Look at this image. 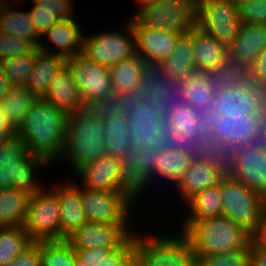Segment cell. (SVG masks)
I'll use <instances>...</instances> for the list:
<instances>
[{
	"mask_svg": "<svg viewBox=\"0 0 266 266\" xmlns=\"http://www.w3.org/2000/svg\"><path fill=\"white\" fill-rule=\"evenodd\" d=\"M7 266H41L40 241L32 242Z\"/></svg>",
	"mask_w": 266,
	"mask_h": 266,
	"instance_id": "cell-50",
	"label": "cell"
},
{
	"mask_svg": "<svg viewBox=\"0 0 266 266\" xmlns=\"http://www.w3.org/2000/svg\"><path fill=\"white\" fill-rule=\"evenodd\" d=\"M75 174L82 181L79 182L82 183L81 187L105 191H122L135 202L140 199L138 190L130 183L122 170V161L116 157L103 155L97 160L83 165Z\"/></svg>",
	"mask_w": 266,
	"mask_h": 266,
	"instance_id": "cell-15",
	"label": "cell"
},
{
	"mask_svg": "<svg viewBox=\"0 0 266 266\" xmlns=\"http://www.w3.org/2000/svg\"><path fill=\"white\" fill-rule=\"evenodd\" d=\"M16 132H0V146L9 138L15 137Z\"/></svg>",
	"mask_w": 266,
	"mask_h": 266,
	"instance_id": "cell-59",
	"label": "cell"
},
{
	"mask_svg": "<svg viewBox=\"0 0 266 266\" xmlns=\"http://www.w3.org/2000/svg\"><path fill=\"white\" fill-rule=\"evenodd\" d=\"M225 160L228 175L266 199V151L254 143L236 148Z\"/></svg>",
	"mask_w": 266,
	"mask_h": 266,
	"instance_id": "cell-17",
	"label": "cell"
},
{
	"mask_svg": "<svg viewBox=\"0 0 266 266\" xmlns=\"http://www.w3.org/2000/svg\"><path fill=\"white\" fill-rule=\"evenodd\" d=\"M164 74L172 79L180 81L197 73L194 62V48L192 36L189 33L182 34L173 52L158 66Z\"/></svg>",
	"mask_w": 266,
	"mask_h": 266,
	"instance_id": "cell-27",
	"label": "cell"
},
{
	"mask_svg": "<svg viewBox=\"0 0 266 266\" xmlns=\"http://www.w3.org/2000/svg\"><path fill=\"white\" fill-rule=\"evenodd\" d=\"M165 126L178 132L189 140H200L207 150V141L204 139V129L200 125V117L197 109L183 102L174 109L164 114Z\"/></svg>",
	"mask_w": 266,
	"mask_h": 266,
	"instance_id": "cell-34",
	"label": "cell"
},
{
	"mask_svg": "<svg viewBox=\"0 0 266 266\" xmlns=\"http://www.w3.org/2000/svg\"><path fill=\"white\" fill-rule=\"evenodd\" d=\"M41 266H76V252L66 241H40Z\"/></svg>",
	"mask_w": 266,
	"mask_h": 266,
	"instance_id": "cell-42",
	"label": "cell"
},
{
	"mask_svg": "<svg viewBox=\"0 0 266 266\" xmlns=\"http://www.w3.org/2000/svg\"><path fill=\"white\" fill-rule=\"evenodd\" d=\"M130 225L87 222L66 241L72 248H119L133 233Z\"/></svg>",
	"mask_w": 266,
	"mask_h": 266,
	"instance_id": "cell-20",
	"label": "cell"
},
{
	"mask_svg": "<svg viewBox=\"0 0 266 266\" xmlns=\"http://www.w3.org/2000/svg\"><path fill=\"white\" fill-rule=\"evenodd\" d=\"M123 266H138L135 258L132 256Z\"/></svg>",
	"mask_w": 266,
	"mask_h": 266,
	"instance_id": "cell-61",
	"label": "cell"
},
{
	"mask_svg": "<svg viewBox=\"0 0 266 266\" xmlns=\"http://www.w3.org/2000/svg\"><path fill=\"white\" fill-rule=\"evenodd\" d=\"M250 80L266 90V48L259 53L250 67Z\"/></svg>",
	"mask_w": 266,
	"mask_h": 266,
	"instance_id": "cell-52",
	"label": "cell"
},
{
	"mask_svg": "<svg viewBox=\"0 0 266 266\" xmlns=\"http://www.w3.org/2000/svg\"><path fill=\"white\" fill-rule=\"evenodd\" d=\"M128 20L126 32L110 30L84 35L83 53L96 63L109 68L136 56V38L130 19Z\"/></svg>",
	"mask_w": 266,
	"mask_h": 266,
	"instance_id": "cell-13",
	"label": "cell"
},
{
	"mask_svg": "<svg viewBox=\"0 0 266 266\" xmlns=\"http://www.w3.org/2000/svg\"><path fill=\"white\" fill-rule=\"evenodd\" d=\"M11 85L3 74L0 67V101L7 95Z\"/></svg>",
	"mask_w": 266,
	"mask_h": 266,
	"instance_id": "cell-55",
	"label": "cell"
},
{
	"mask_svg": "<svg viewBox=\"0 0 266 266\" xmlns=\"http://www.w3.org/2000/svg\"><path fill=\"white\" fill-rule=\"evenodd\" d=\"M67 117L63 110L41 99L25 114L16 129V136L23 141L30 154L54 164L65 147Z\"/></svg>",
	"mask_w": 266,
	"mask_h": 266,
	"instance_id": "cell-1",
	"label": "cell"
},
{
	"mask_svg": "<svg viewBox=\"0 0 266 266\" xmlns=\"http://www.w3.org/2000/svg\"><path fill=\"white\" fill-rule=\"evenodd\" d=\"M266 48V25L241 24L237 37L228 52L249 68L260 52Z\"/></svg>",
	"mask_w": 266,
	"mask_h": 266,
	"instance_id": "cell-25",
	"label": "cell"
},
{
	"mask_svg": "<svg viewBox=\"0 0 266 266\" xmlns=\"http://www.w3.org/2000/svg\"><path fill=\"white\" fill-rule=\"evenodd\" d=\"M14 1L16 2V4H18L16 6H19V5H21V3H23L22 1H25V0H14ZM30 1H34V0H30Z\"/></svg>",
	"mask_w": 266,
	"mask_h": 266,
	"instance_id": "cell-64",
	"label": "cell"
},
{
	"mask_svg": "<svg viewBox=\"0 0 266 266\" xmlns=\"http://www.w3.org/2000/svg\"><path fill=\"white\" fill-rule=\"evenodd\" d=\"M183 100L194 109L212 106L215 91L211 89L205 76L197 72L180 83Z\"/></svg>",
	"mask_w": 266,
	"mask_h": 266,
	"instance_id": "cell-40",
	"label": "cell"
},
{
	"mask_svg": "<svg viewBox=\"0 0 266 266\" xmlns=\"http://www.w3.org/2000/svg\"><path fill=\"white\" fill-rule=\"evenodd\" d=\"M36 48L31 41L0 32V61L31 54Z\"/></svg>",
	"mask_w": 266,
	"mask_h": 266,
	"instance_id": "cell-46",
	"label": "cell"
},
{
	"mask_svg": "<svg viewBox=\"0 0 266 266\" xmlns=\"http://www.w3.org/2000/svg\"><path fill=\"white\" fill-rule=\"evenodd\" d=\"M43 100L67 115L85 109L78 86L67 66L53 77Z\"/></svg>",
	"mask_w": 266,
	"mask_h": 266,
	"instance_id": "cell-24",
	"label": "cell"
},
{
	"mask_svg": "<svg viewBox=\"0 0 266 266\" xmlns=\"http://www.w3.org/2000/svg\"><path fill=\"white\" fill-rule=\"evenodd\" d=\"M49 165L46 159L30 154L18 136L7 139L0 146V190L14 187L34 194L46 187L37 181V171Z\"/></svg>",
	"mask_w": 266,
	"mask_h": 266,
	"instance_id": "cell-6",
	"label": "cell"
},
{
	"mask_svg": "<svg viewBox=\"0 0 266 266\" xmlns=\"http://www.w3.org/2000/svg\"><path fill=\"white\" fill-rule=\"evenodd\" d=\"M31 194L14 187L0 190V228L23 226Z\"/></svg>",
	"mask_w": 266,
	"mask_h": 266,
	"instance_id": "cell-35",
	"label": "cell"
},
{
	"mask_svg": "<svg viewBox=\"0 0 266 266\" xmlns=\"http://www.w3.org/2000/svg\"><path fill=\"white\" fill-rule=\"evenodd\" d=\"M137 55L149 67H157L173 52L179 37L176 31L133 28Z\"/></svg>",
	"mask_w": 266,
	"mask_h": 266,
	"instance_id": "cell-21",
	"label": "cell"
},
{
	"mask_svg": "<svg viewBox=\"0 0 266 266\" xmlns=\"http://www.w3.org/2000/svg\"><path fill=\"white\" fill-rule=\"evenodd\" d=\"M250 243L239 250L221 254H196L195 266H249Z\"/></svg>",
	"mask_w": 266,
	"mask_h": 266,
	"instance_id": "cell-44",
	"label": "cell"
},
{
	"mask_svg": "<svg viewBox=\"0 0 266 266\" xmlns=\"http://www.w3.org/2000/svg\"><path fill=\"white\" fill-rule=\"evenodd\" d=\"M125 115L134 145L143 150L163 149L165 116L154 101L140 100Z\"/></svg>",
	"mask_w": 266,
	"mask_h": 266,
	"instance_id": "cell-14",
	"label": "cell"
},
{
	"mask_svg": "<svg viewBox=\"0 0 266 266\" xmlns=\"http://www.w3.org/2000/svg\"><path fill=\"white\" fill-rule=\"evenodd\" d=\"M29 11L51 12L58 20L74 18V7L72 0H34ZM73 15V16H72Z\"/></svg>",
	"mask_w": 266,
	"mask_h": 266,
	"instance_id": "cell-49",
	"label": "cell"
},
{
	"mask_svg": "<svg viewBox=\"0 0 266 266\" xmlns=\"http://www.w3.org/2000/svg\"><path fill=\"white\" fill-rule=\"evenodd\" d=\"M45 37L58 49L55 52L53 49L50 51L51 48L41 40L38 48L45 52L55 53L65 59L83 52L84 33L75 18L59 20L42 36V39Z\"/></svg>",
	"mask_w": 266,
	"mask_h": 266,
	"instance_id": "cell-23",
	"label": "cell"
},
{
	"mask_svg": "<svg viewBox=\"0 0 266 266\" xmlns=\"http://www.w3.org/2000/svg\"><path fill=\"white\" fill-rule=\"evenodd\" d=\"M56 183L50 187H53L52 189L57 193L60 203L61 241H63L86 224L87 219L82 207L80 186L71 179H66L60 184Z\"/></svg>",
	"mask_w": 266,
	"mask_h": 266,
	"instance_id": "cell-22",
	"label": "cell"
},
{
	"mask_svg": "<svg viewBox=\"0 0 266 266\" xmlns=\"http://www.w3.org/2000/svg\"><path fill=\"white\" fill-rule=\"evenodd\" d=\"M132 28L189 33L196 27V0H165L130 18Z\"/></svg>",
	"mask_w": 266,
	"mask_h": 266,
	"instance_id": "cell-8",
	"label": "cell"
},
{
	"mask_svg": "<svg viewBox=\"0 0 266 266\" xmlns=\"http://www.w3.org/2000/svg\"><path fill=\"white\" fill-rule=\"evenodd\" d=\"M121 161L127 179L139 190L157 171V149L143 150L133 144Z\"/></svg>",
	"mask_w": 266,
	"mask_h": 266,
	"instance_id": "cell-26",
	"label": "cell"
},
{
	"mask_svg": "<svg viewBox=\"0 0 266 266\" xmlns=\"http://www.w3.org/2000/svg\"><path fill=\"white\" fill-rule=\"evenodd\" d=\"M87 222L130 225L136 202L125 192L95 190L80 186Z\"/></svg>",
	"mask_w": 266,
	"mask_h": 266,
	"instance_id": "cell-11",
	"label": "cell"
},
{
	"mask_svg": "<svg viewBox=\"0 0 266 266\" xmlns=\"http://www.w3.org/2000/svg\"><path fill=\"white\" fill-rule=\"evenodd\" d=\"M179 234L150 236L133 234V257L138 266H195L196 253L190 238L181 230ZM145 235V236H144Z\"/></svg>",
	"mask_w": 266,
	"mask_h": 266,
	"instance_id": "cell-5",
	"label": "cell"
},
{
	"mask_svg": "<svg viewBox=\"0 0 266 266\" xmlns=\"http://www.w3.org/2000/svg\"><path fill=\"white\" fill-rule=\"evenodd\" d=\"M65 66L66 59L64 57L45 52L37 47L34 68L26 85L43 99L53 77Z\"/></svg>",
	"mask_w": 266,
	"mask_h": 266,
	"instance_id": "cell-30",
	"label": "cell"
},
{
	"mask_svg": "<svg viewBox=\"0 0 266 266\" xmlns=\"http://www.w3.org/2000/svg\"><path fill=\"white\" fill-rule=\"evenodd\" d=\"M31 243L23 226L0 228V266H7Z\"/></svg>",
	"mask_w": 266,
	"mask_h": 266,
	"instance_id": "cell-41",
	"label": "cell"
},
{
	"mask_svg": "<svg viewBox=\"0 0 266 266\" xmlns=\"http://www.w3.org/2000/svg\"><path fill=\"white\" fill-rule=\"evenodd\" d=\"M163 149L182 151L187 154H201L206 151V146L200 140H189L183 137L178 132L165 126L163 128Z\"/></svg>",
	"mask_w": 266,
	"mask_h": 266,
	"instance_id": "cell-45",
	"label": "cell"
},
{
	"mask_svg": "<svg viewBox=\"0 0 266 266\" xmlns=\"http://www.w3.org/2000/svg\"><path fill=\"white\" fill-rule=\"evenodd\" d=\"M252 240L262 249L266 250V213L263 216L261 224L252 235Z\"/></svg>",
	"mask_w": 266,
	"mask_h": 266,
	"instance_id": "cell-54",
	"label": "cell"
},
{
	"mask_svg": "<svg viewBox=\"0 0 266 266\" xmlns=\"http://www.w3.org/2000/svg\"><path fill=\"white\" fill-rule=\"evenodd\" d=\"M226 174V160L212 151H203L190 161L180 181L175 185L183 204L202 190L215 186Z\"/></svg>",
	"mask_w": 266,
	"mask_h": 266,
	"instance_id": "cell-16",
	"label": "cell"
},
{
	"mask_svg": "<svg viewBox=\"0 0 266 266\" xmlns=\"http://www.w3.org/2000/svg\"><path fill=\"white\" fill-rule=\"evenodd\" d=\"M256 144L262 151H266V135H261L257 139Z\"/></svg>",
	"mask_w": 266,
	"mask_h": 266,
	"instance_id": "cell-60",
	"label": "cell"
},
{
	"mask_svg": "<svg viewBox=\"0 0 266 266\" xmlns=\"http://www.w3.org/2000/svg\"><path fill=\"white\" fill-rule=\"evenodd\" d=\"M66 66L78 86L85 108H99L114 92L110 68L96 63L83 52L66 59Z\"/></svg>",
	"mask_w": 266,
	"mask_h": 266,
	"instance_id": "cell-10",
	"label": "cell"
},
{
	"mask_svg": "<svg viewBox=\"0 0 266 266\" xmlns=\"http://www.w3.org/2000/svg\"><path fill=\"white\" fill-rule=\"evenodd\" d=\"M140 101L137 91L113 92L108 95L99 109L105 113L126 114L127 111Z\"/></svg>",
	"mask_w": 266,
	"mask_h": 266,
	"instance_id": "cell-47",
	"label": "cell"
},
{
	"mask_svg": "<svg viewBox=\"0 0 266 266\" xmlns=\"http://www.w3.org/2000/svg\"><path fill=\"white\" fill-rule=\"evenodd\" d=\"M197 154H187L182 151H174L167 149H157V171L154 175L148 180L139 190L140 197L141 194L145 192V188L150 186V184L154 181L157 176V179H164V181H168L173 183L172 186L180 181L184 172L189 167L190 161ZM161 177V178H160ZM152 179V180H151ZM154 179V180H153ZM149 185V186H148Z\"/></svg>",
	"mask_w": 266,
	"mask_h": 266,
	"instance_id": "cell-31",
	"label": "cell"
},
{
	"mask_svg": "<svg viewBox=\"0 0 266 266\" xmlns=\"http://www.w3.org/2000/svg\"><path fill=\"white\" fill-rule=\"evenodd\" d=\"M265 103L266 90L250 80L215 91L212 109L226 116L261 115Z\"/></svg>",
	"mask_w": 266,
	"mask_h": 266,
	"instance_id": "cell-18",
	"label": "cell"
},
{
	"mask_svg": "<svg viewBox=\"0 0 266 266\" xmlns=\"http://www.w3.org/2000/svg\"><path fill=\"white\" fill-rule=\"evenodd\" d=\"M181 230L190 238L196 254L228 253L252 240L246 229L224 216L191 220Z\"/></svg>",
	"mask_w": 266,
	"mask_h": 266,
	"instance_id": "cell-4",
	"label": "cell"
},
{
	"mask_svg": "<svg viewBox=\"0 0 266 266\" xmlns=\"http://www.w3.org/2000/svg\"><path fill=\"white\" fill-rule=\"evenodd\" d=\"M201 73L214 91L238 82L250 81V68L240 58L232 56L229 52L215 68Z\"/></svg>",
	"mask_w": 266,
	"mask_h": 266,
	"instance_id": "cell-33",
	"label": "cell"
},
{
	"mask_svg": "<svg viewBox=\"0 0 266 266\" xmlns=\"http://www.w3.org/2000/svg\"><path fill=\"white\" fill-rule=\"evenodd\" d=\"M261 135H266V103L263 106L262 113L260 115Z\"/></svg>",
	"mask_w": 266,
	"mask_h": 266,
	"instance_id": "cell-58",
	"label": "cell"
},
{
	"mask_svg": "<svg viewBox=\"0 0 266 266\" xmlns=\"http://www.w3.org/2000/svg\"><path fill=\"white\" fill-rule=\"evenodd\" d=\"M249 263V266H266V250L259 247L253 240L250 241Z\"/></svg>",
	"mask_w": 266,
	"mask_h": 266,
	"instance_id": "cell-53",
	"label": "cell"
},
{
	"mask_svg": "<svg viewBox=\"0 0 266 266\" xmlns=\"http://www.w3.org/2000/svg\"><path fill=\"white\" fill-rule=\"evenodd\" d=\"M104 127L105 155L123 159L126 151L133 146L125 114H111L101 111Z\"/></svg>",
	"mask_w": 266,
	"mask_h": 266,
	"instance_id": "cell-28",
	"label": "cell"
},
{
	"mask_svg": "<svg viewBox=\"0 0 266 266\" xmlns=\"http://www.w3.org/2000/svg\"><path fill=\"white\" fill-rule=\"evenodd\" d=\"M7 2H8V0H0V12L4 9Z\"/></svg>",
	"mask_w": 266,
	"mask_h": 266,
	"instance_id": "cell-62",
	"label": "cell"
},
{
	"mask_svg": "<svg viewBox=\"0 0 266 266\" xmlns=\"http://www.w3.org/2000/svg\"><path fill=\"white\" fill-rule=\"evenodd\" d=\"M181 81L172 79L157 67H148L136 89L140 100H152L163 114L184 102Z\"/></svg>",
	"mask_w": 266,
	"mask_h": 266,
	"instance_id": "cell-19",
	"label": "cell"
},
{
	"mask_svg": "<svg viewBox=\"0 0 266 266\" xmlns=\"http://www.w3.org/2000/svg\"><path fill=\"white\" fill-rule=\"evenodd\" d=\"M29 14L40 38L59 21L51 12L29 11Z\"/></svg>",
	"mask_w": 266,
	"mask_h": 266,
	"instance_id": "cell-51",
	"label": "cell"
},
{
	"mask_svg": "<svg viewBox=\"0 0 266 266\" xmlns=\"http://www.w3.org/2000/svg\"><path fill=\"white\" fill-rule=\"evenodd\" d=\"M105 155L104 127L99 108H85L67 117L66 142L60 160L77 171Z\"/></svg>",
	"mask_w": 266,
	"mask_h": 266,
	"instance_id": "cell-3",
	"label": "cell"
},
{
	"mask_svg": "<svg viewBox=\"0 0 266 266\" xmlns=\"http://www.w3.org/2000/svg\"><path fill=\"white\" fill-rule=\"evenodd\" d=\"M148 67L138 55L110 67L113 91L118 93L135 91Z\"/></svg>",
	"mask_w": 266,
	"mask_h": 266,
	"instance_id": "cell-39",
	"label": "cell"
},
{
	"mask_svg": "<svg viewBox=\"0 0 266 266\" xmlns=\"http://www.w3.org/2000/svg\"><path fill=\"white\" fill-rule=\"evenodd\" d=\"M190 209L181 227H185L191 220L221 217L223 215L222 193L218 183L215 186L206 188L192 197L186 204Z\"/></svg>",
	"mask_w": 266,
	"mask_h": 266,
	"instance_id": "cell-37",
	"label": "cell"
},
{
	"mask_svg": "<svg viewBox=\"0 0 266 266\" xmlns=\"http://www.w3.org/2000/svg\"><path fill=\"white\" fill-rule=\"evenodd\" d=\"M241 26L238 6L231 0H196V27L229 47Z\"/></svg>",
	"mask_w": 266,
	"mask_h": 266,
	"instance_id": "cell-12",
	"label": "cell"
},
{
	"mask_svg": "<svg viewBox=\"0 0 266 266\" xmlns=\"http://www.w3.org/2000/svg\"><path fill=\"white\" fill-rule=\"evenodd\" d=\"M207 151L226 156L236 148L256 143L261 136L260 115H218L212 106L197 109Z\"/></svg>",
	"mask_w": 266,
	"mask_h": 266,
	"instance_id": "cell-2",
	"label": "cell"
},
{
	"mask_svg": "<svg viewBox=\"0 0 266 266\" xmlns=\"http://www.w3.org/2000/svg\"><path fill=\"white\" fill-rule=\"evenodd\" d=\"M40 100V96L27 85L11 86L7 95L0 101V109L17 129L25 114Z\"/></svg>",
	"mask_w": 266,
	"mask_h": 266,
	"instance_id": "cell-36",
	"label": "cell"
},
{
	"mask_svg": "<svg viewBox=\"0 0 266 266\" xmlns=\"http://www.w3.org/2000/svg\"><path fill=\"white\" fill-rule=\"evenodd\" d=\"M241 24L266 25V0H249L238 5Z\"/></svg>",
	"mask_w": 266,
	"mask_h": 266,
	"instance_id": "cell-48",
	"label": "cell"
},
{
	"mask_svg": "<svg viewBox=\"0 0 266 266\" xmlns=\"http://www.w3.org/2000/svg\"><path fill=\"white\" fill-rule=\"evenodd\" d=\"M224 217L253 235L266 213V199L227 173L219 181Z\"/></svg>",
	"mask_w": 266,
	"mask_h": 266,
	"instance_id": "cell-7",
	"label": "cell"
},
{
	"mask_svg": "<svg viewBox=\"0 0 266 266\" xmlns=\"http://www.w3.org/2000/svg\"><path fill=\"white\" fill-rule=\"evenodd\" d=\"M34 62L35 50L31 54L3 59L0 67L11 86H21L28 83Z\"/></svg>",
	"mask_w": 266,
	"mask_h": 266,
	"instance_id": "cell-43",
	"label": "cell"
},
{
	"mask_svg": "<svg viewBox=\"0 0 266 266\" xmlns=\"http://www.w3.org/2000/svg\"><path fill=\"white\" fill-rule=\"evenodd\" d=\"M194 48V62L197 72L215 68L228 52V47L213 36L195 27L189 32Z\"/></svg>",
	"mask_w": 266,
	"mask_h": 266,
	"instance_id": "cell-32",
	"label": "cell"
},
{
	"mask_svg": "<svg viewBox=\"0 0 266 266\" xmlns=\"http://www.w3.org/2000/svg\"><path fill=\"white\" fill-rule=\"evenodd\" d=\"M0 132H16V129L10 123L8 118L2 113L0 109Z\"/></svg>",
	"mask_w": 266,
	"mask_h": 266,
	"instance_id": "cell-56",
	"label": "cell"
},
{
	"mask_svg": "<svg viewBox=\"0 0 266 266\" xmlns=\"http://www.w3.org/2000/svg\"><path fill=\"white\" fill-rule=\"evenodd\" d=\"M164 1L165 0H136V3L139 5V8L138 10H136L135 13L133 12V15L130 18H133L138 12H140L142 9L146 7L156 5Z\"/></svg>",
	"mask_w": 266,
	"mask_h": 266,
	"instance_id": "cell-57",
	"label": "cell"
},
{
	"mask_svg": "<svg viewBox=\"0 0 266 266\" xmlns=\"http://www.w3.org/2000/svg\"><path fill=\"white\" fill-rule=\"evenodd\" d=\"M234 4H236L237 6L245 1H249V0H231Z\"/></svg>",
	"mask_w": 266,
	"mask_h": 266,
	"instance_id": "cell-63",
	"label": "cell"
},
{
	"mask_svg": "<svg viewBox=\"0 0 266 266\" xmlns=\"http://www.w3.org/2000/svg\"><path fill=\"white\" fill-rule=\"evenodd\" d=\"M60 203L57 193L42 188L31 195L23 224L32 242L61 241Z\"/></svg>",
	"mask_w": 266,
	"mask_h": 266,
	"instance_id": "cell-9",
	"label": "cell"
},
{
	"mask_svg": "<svg viewBox=\"0 0 266 266\" xmlns=\"http://www.w3.org/2000/svg\"><path fill=\"white\" fill-rule=\"evenodd\" d=\"M10 3L7 2L0 12V32L26 39L38 47L41 38L36 33L29 10L22 11Z\"/></svg>",
	"mask_w": 266,
	"mask_h": 266,
	"instance_id": "cell-38",
	"label": "cell"
},
{
	"mask_svg": "<svg viewBox=\"0 0 266 266\" xmlns=\"http://www.w3.org/2000/svg\"><path fill=\"white\" fill-rule=\"evenodd\" d=\"M76 266H123L133 256V234L116 249L73 248Z\"/></svg>",
	"mask_w": 266,
	"mask_h": 266,
	"instance_id": "cell-29",
	"label": "cell"
}]
</instances>
